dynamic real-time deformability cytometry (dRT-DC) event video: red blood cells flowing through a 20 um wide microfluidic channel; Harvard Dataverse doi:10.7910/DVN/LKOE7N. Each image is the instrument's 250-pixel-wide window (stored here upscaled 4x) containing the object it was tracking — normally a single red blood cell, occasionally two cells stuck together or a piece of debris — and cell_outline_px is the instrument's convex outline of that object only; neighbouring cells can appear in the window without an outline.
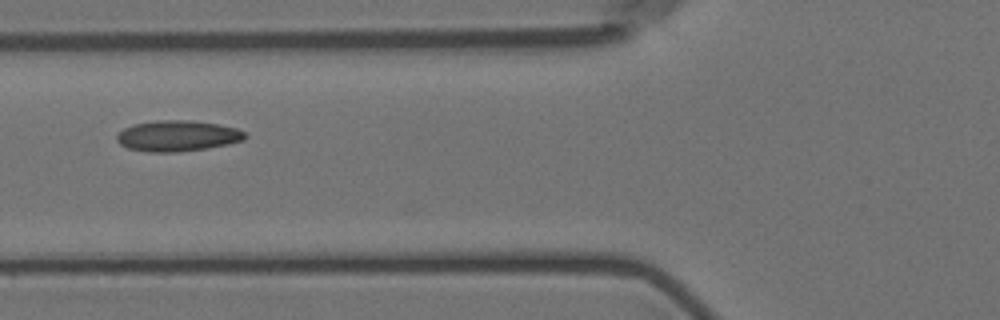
{"species": "Egyptian fruit bat (a non-hibernating species)", "species_latin": "Rousettus aegyptiacus", "temperature_condition": "room temperature", "stored_images_in_passage": 9, "camera_frame_rate_fps": 3000, "um_per_image_px": 0.085, "animal": {"sex": "female"}, "frame": {"image": 1, "passage_image": 6, "time_ms": 6.333, "image_size_px": [1000, 320], "cell_outline_px": [[248, 136], [244, 140], [228, 144], [208, 148], [176, 152], [144, 152], [128, 148], [120, 144], [116, 140], [116, 136], [124, 128], [136, 124], [156, 120], [188, 120], [216, 124], [236, 128], [244, 132]], "centroid_in_image_um": [15.08, 11.56], "position_along_channel_um": 110.7, "area_um2": 23.0}}
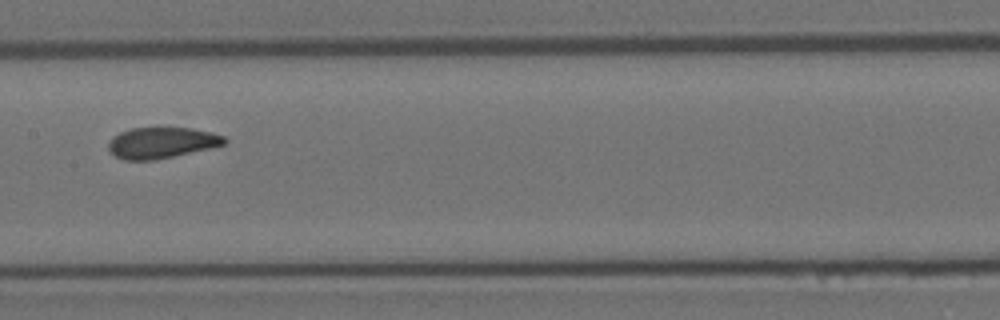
{"frame": {"image": 2, "passage_image": 8, "time_ms": 8.667, "image_size_px": [1000, 320], "cell_outline_px": [[228, 140], [224, 144], [208, 148], [156, 160], [124, 160], [116, 156], [108, 148], [108, 140], [112, 136], [120, 132], [132, 128], [160, 124], [188, 128], [212, 132], [224, 136]], "centroid_in_image_um": [13.7, 12.08], "position_along_channel_um": 193.7, "area_um2": 21.62}}
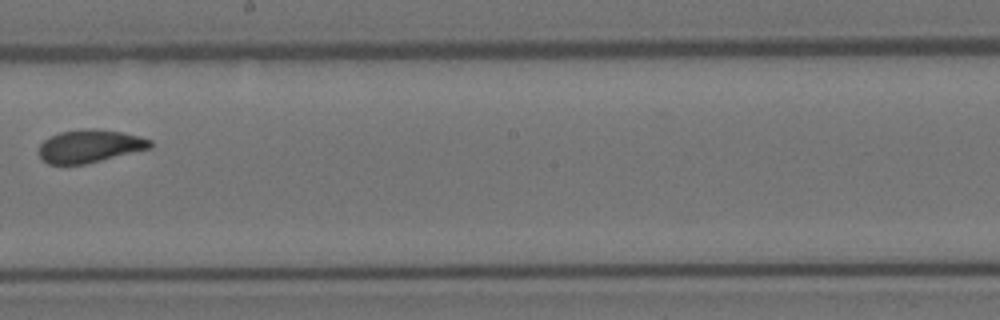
{"frame": {"image": 3, "passage_image": 9, "time_ms": 10.0, "image_size_px": [1000, 320], "cell_outline_px": [[152, 148], [84, 164], [48, 164], [40, 160], [40, 144], [44, 140], [60, 132], [88, 128], [96, 128], [120, 132], [140, 136], [152, 140]], "centroid_in_image_um": [7.64, 12.42], "position_along_channel_um": 240.6, "area_um2": 21.27}}